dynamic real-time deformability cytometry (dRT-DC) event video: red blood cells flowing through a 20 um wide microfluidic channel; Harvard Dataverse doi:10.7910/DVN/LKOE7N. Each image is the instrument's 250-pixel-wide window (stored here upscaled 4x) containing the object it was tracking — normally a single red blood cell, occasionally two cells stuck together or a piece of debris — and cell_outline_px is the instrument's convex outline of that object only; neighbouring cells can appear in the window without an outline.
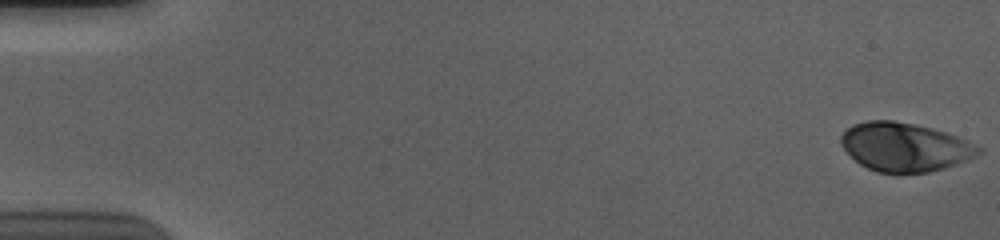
{"species": "human", "species_latin": "Homo sapiens", "temperature_condition": "cold", "stored_images_in_passage": 56, "camera_frame_rate_fps": 3000, "um_per_image_px": 0.085, "donor": {"sex": "male"}, "frame": {"image": 1, "passage_image": 1, "time_ms": 0.0, "image_size_px": [1000, 240], "cell_outline_px": [[984, 148], [976, 156], [956, 164], [944, 168], [928, 172], [896, 176], [876, 172], [860, 164], [840, 144], [840, 136], [852, 124], [868, 120], [892, 120], [932, 128], [956, 136]], "centroid_in_image_um": [76.89, 12.53], "position_along_channel_um": 8.1, "area_um2": 39.36}}
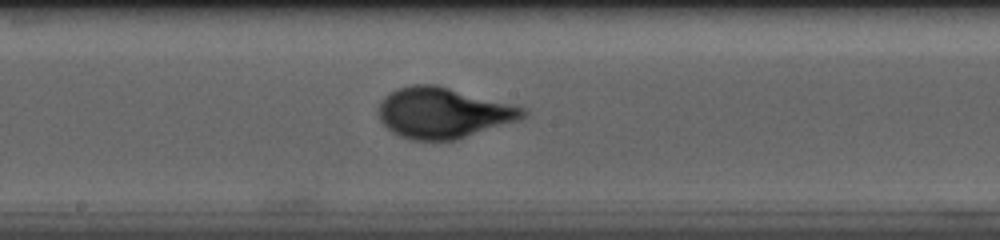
{"frame": {"image": 2, "passage_image": 31, "time_ms": 10.0, "image_size_px": [1000, 240], "cell_outline_px": [[528, 112], [520, 120], [456, 140], [412, 140], [400, 136], [392, 132], [380, 120], [380, 104], [384, 96], [396, 88], [412, 84], [436, 84], [516, 104], [528, 108]], "centroid_in_image_um": [37.73, 9.58], "position_along_channel_um": 210.5, "area_um2": 43.06}}
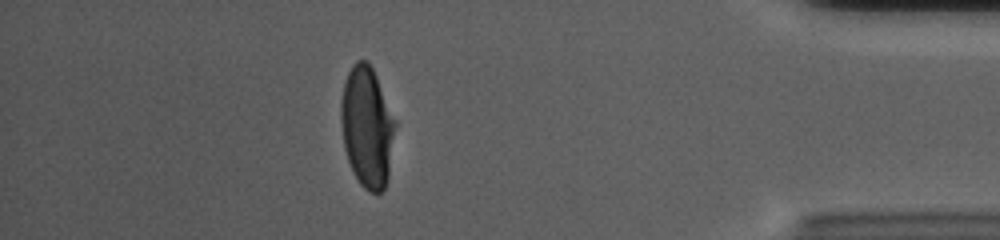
{"frame": {"image": 3, "passage_image": 50, "time_ms": 16.333, "image_size_px": [1000, 240], "cell_outline_px": [[396, 124], [388, 180], [384, 188], [380, 192], [368, 192], [360, 184], [348, 160], [344, 148], [340, 120], [340, 104], [344, 80], [352, 64], [356, 60], [368, 60], [376, 76], [396, 120]], "centroid_in_image_um": [31.19, 10.77], "position_along_channel_um": 404.0, "area_um2": 38.44}, "authors_computed_cell_mechanics": {"area_um2": 40.2577, "velocity_mm_per_s": 3.6926, "shape_relaxation_time_tau1_ms": 3.7535, "shape_relaxation_time_tau2_ms": null, "deformation_change_tau1": 0.1736, "deformation_change_tau2": null}}